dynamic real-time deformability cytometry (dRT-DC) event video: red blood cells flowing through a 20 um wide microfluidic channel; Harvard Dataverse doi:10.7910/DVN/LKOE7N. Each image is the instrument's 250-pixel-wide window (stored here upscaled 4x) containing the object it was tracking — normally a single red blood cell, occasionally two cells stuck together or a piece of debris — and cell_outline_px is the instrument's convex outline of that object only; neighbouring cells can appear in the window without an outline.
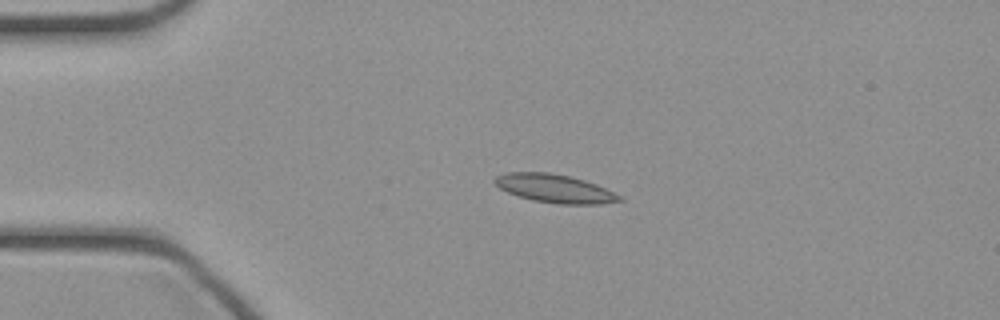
{"species": "common noctule bat (a hibernating species)", "species_latin": "Nyctalus noctula", "temperature_condition": "cold", "stored_images_in_passage": 32, "camera_frame_rate_fps": 3000, "um_per_image_px": 0.085, "animal": {"sex": "female", "body_mass_g": 21.9}, "frame": {"image": 1, "passage_image": 1, "time_ms": 0.0, "image_size_px": [1000, 320], "cell_outline_px": [[624, 200], [600, 204], [560, 204], [532, 200], [508, 192], [500, 188], [492, 180], [496, 176], [508, 172], [548, 172], [568, 176], [584, 180], [596, 184], [620, 196]], "centroid_in_image_um": [47.13, 16.02], "position_along_channel_um": 37.9, "area_um2": 20.35}}
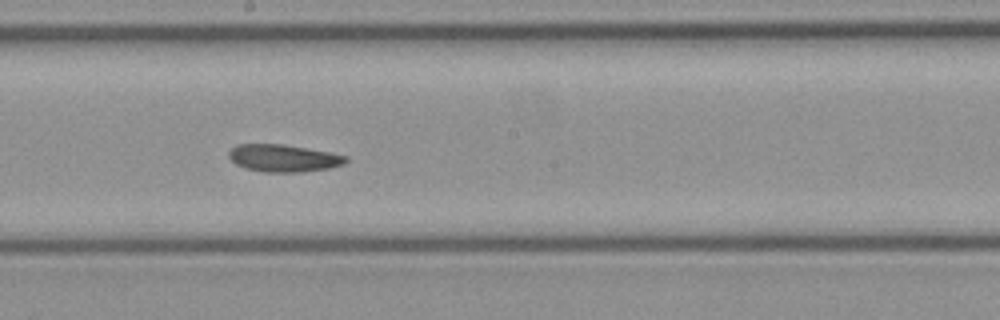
{"frame": {"image": 2, "passage_image": 16, "time_ms": 5.0, "image_size_px": [1000, 320], "cell_outline_px": [[348, 160], [344, 164], [328, 168], [300, 172], [264, 172], [244, 168], [236, 164], [228, 156], [228, 152], [236, 144], [284, 144], [332, 152], [348, 156]], "centroid_in_image_um": [24.11, 13.43], "position_along_channel_um": 224.1, "area_um2": 18.79}}
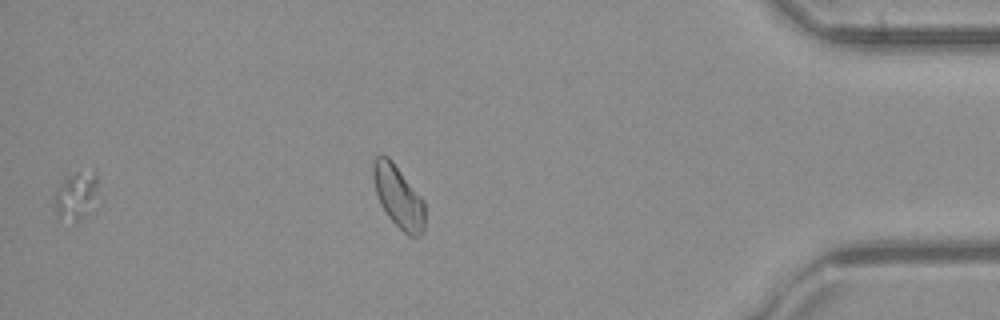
{"frame": {"image": 3, "passage_image": 31, "time_ms": 10.0, "image_size_px": [1000, 320], "cell_outline_px": [[96, 184], [84, 216], [76, 220], [56, 220], [56, 192], [64, 176], [76, 172], [96, 168]], "centroid_in_image_um": [6.38, 16.55], "position_along_channel_um": 428.8, "area_um2": 11.44}}